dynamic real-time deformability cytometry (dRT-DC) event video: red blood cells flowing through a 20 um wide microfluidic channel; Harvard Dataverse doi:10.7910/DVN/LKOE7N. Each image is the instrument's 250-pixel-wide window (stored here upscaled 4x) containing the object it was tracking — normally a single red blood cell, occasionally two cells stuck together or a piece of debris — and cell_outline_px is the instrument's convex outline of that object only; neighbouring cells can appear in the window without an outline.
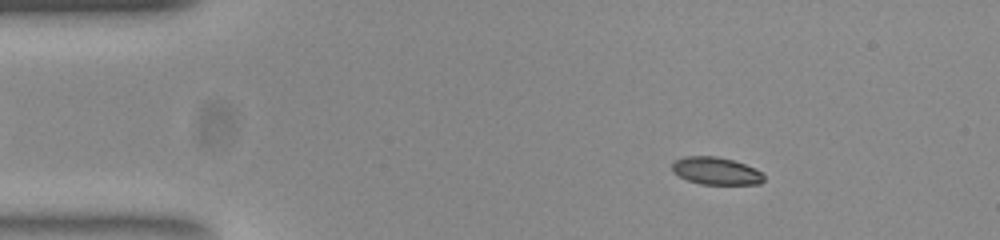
{"species": "common noctule bat (a hibernating species)", "species_latin": "Nyctalus noctula", "temperature_condition": "room temperature", "stored_images_in_passage": 52, "camera_frame_rate_fps": 3000, "um_per_image_px": 0.085, "animal": {"sex": "female", "body_mass_g": 23.0, "forearm_length_mm": 53.4}, "frame": {"image": 1, "passage_image": 7, "time_ms": 2.0, "image_size_px": [1000, 240], "cell_outline_px": [[764, 180], [760, 184], [700, 184], [688, 180], [680, 176], [672, 168], [672, 164], [676, 160], [684, 156], [716, 156], [732, 160], [756, 168], [764, 176]], "centroid_in_image_um": [60.89, 14.53], "position_along_channel_um": 24.1, "area_um2": 14.51}}
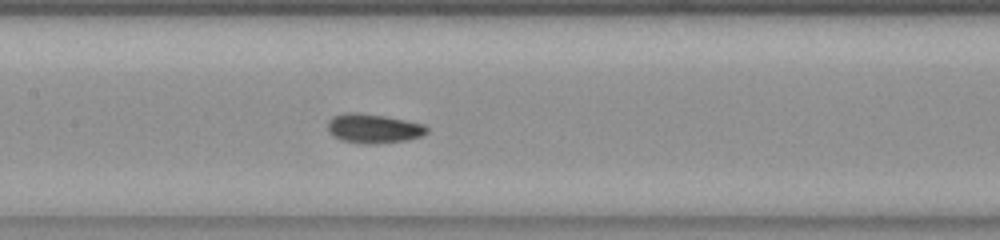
{"frame": {"image": 2, "passage_image": 24, "time_ms": 7.667, "image_size_px": [1000, 240], "cell_outline_px": [[428, 132], [420, 136], [408, 140], [372, 144], [364, 144], [340, 140], [332, 136], [328, 132], [328, 120], [332, 116], [344, 112], [360, 112], [384, 116], [424, 124], [428, 128]], "centroid_in_image_um": [31.7, 10.92], "position_along_channel_um": 175.7, "area_um2": 17.11}}
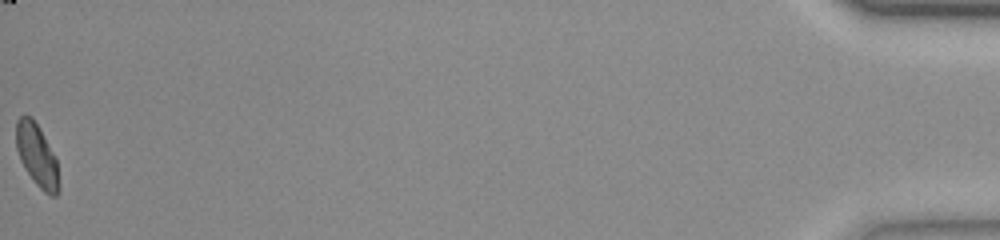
{"frame": {"image": 3, "passage_image": 52, "time_ms": 17.0, "image_size_px": [1000, 240], "cell_outline_px": [[60, 192], [56, 196], [48, 196], [36, 184], [24, 168], [20, 160], [16, 148], [16, 120], [20, 116], [32, 116], [52, 152], [56, 160], [60, 184]], "centroid_in_image_um": [3.14, 13.26], "position_along_channel_um": 432.1, "area_um2": 15.55}, "authors_computed_cell_mechanics": {"area_um2": 15.606, "velocity_mm_per_s": 3.8888, "shape_relaxation_time_tau1_ms": 4.4375, "shape_relaxation_time_tau2_ms": 2.1365, "deformation_change_tau1": 0.1404, "deformation_change_tau2": 0.0727}}